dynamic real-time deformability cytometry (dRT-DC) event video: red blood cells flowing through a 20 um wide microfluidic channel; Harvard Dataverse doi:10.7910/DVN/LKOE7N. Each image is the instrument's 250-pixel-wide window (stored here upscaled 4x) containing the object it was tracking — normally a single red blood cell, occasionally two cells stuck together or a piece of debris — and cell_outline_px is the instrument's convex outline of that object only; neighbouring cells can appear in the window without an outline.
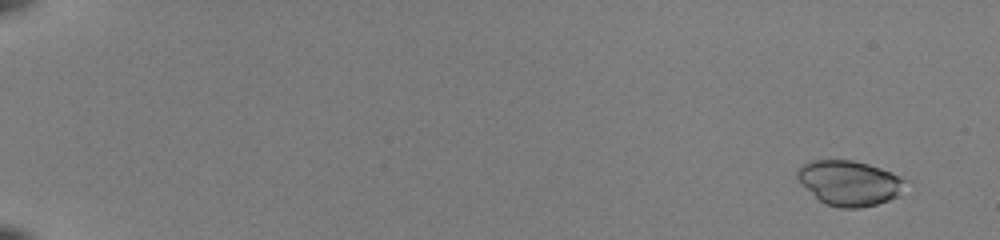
{"species": "common noctule bat (a hibernating species)", "species_latin": "Nyctalus noctula", "temperature_condition": "room temperature", "stored_images_in_passage": 54, "camera_frame_rate_fps": 3000, "um_per_image_px": 0.085, "animal": {"sex": "female", "body_mass_g": 22.0, "forearm_length_mm": 56.7}, "frame": {"image": 1, "passage_image": 4, "time_ms": 1.0, "image_size_px": [1000, 240], "cell_outline_px": [[908, 180], [900, 196], [876, 204], [860, 208], [840, 208], [828, 204], [820, 200], [796, 176], [796, 172], [804, 164], [812, 160], [852, 160], [868, 164], [892, 172]], "centroid_in_image_um": [72.27, 15.55], "position_along_channel_um": 12.7, "area_um2": 28.03}}
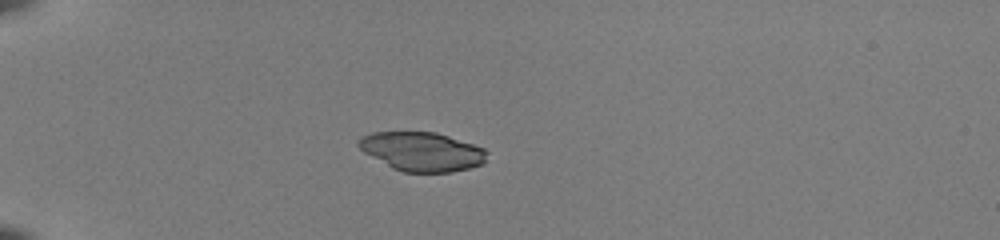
{"frame": {"image": 2, "passage_image": 18, "time_ms": 5.667, "image_size_px": [1000, 240], "cell_outline_px": [[488, 152], [484, 164], [452, 172], [404, 172], [392, 168], [364, 152], [356, 144], [356, 140], [360, 136], [372, 132], [436, 132], [484, 148]], "centroid_in_image_um": [35.85, 12.88], "position_along_channel_um": 49.2, "area_um2": 29.19}}